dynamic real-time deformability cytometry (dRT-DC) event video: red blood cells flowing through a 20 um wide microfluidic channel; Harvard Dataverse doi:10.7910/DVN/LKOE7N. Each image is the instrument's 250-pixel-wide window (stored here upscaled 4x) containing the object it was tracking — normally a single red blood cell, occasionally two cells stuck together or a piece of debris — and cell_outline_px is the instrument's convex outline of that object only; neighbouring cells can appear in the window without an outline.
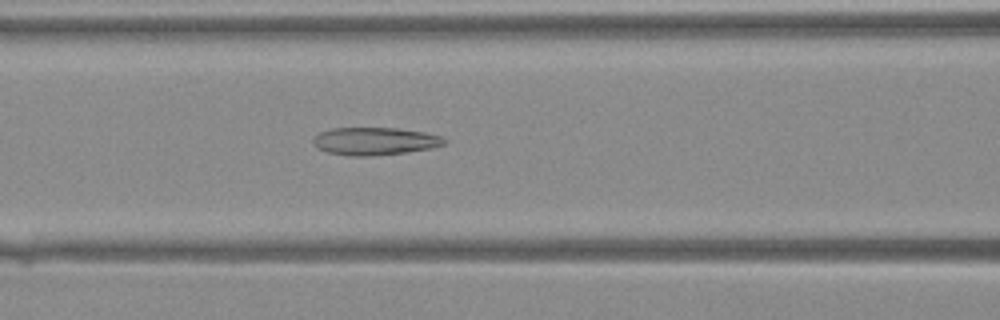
{"species": "Egyptian fruit bat (a non-hibernating species)", "species_latin": "Rousettus aegyptiacus", "temperature_condition": "warm", "stored_images_in_passage": 37, "camera_frame_rate_fps": 3000, "um_per_image_px": 0.085, "animal": {"sex": "female"}, "frame": {"image": 1, "passage_image": 13, "time_ms": 4.0, "image_size_px": [1000, 320], "cell_outline_px": [[448, 140], [444, 144], [432, 148], [404, 152], [372, 156], [348, 156], [328, 152], [316, 148], [312, 144], [312, 140], [320, 132], [332, 128], [396, 128], [424, 132], [440, 136]], "centroid_in_image_um": [31.83, 12.0], "position_along_channel_um": 134.8, "area_um2": 21.15}}
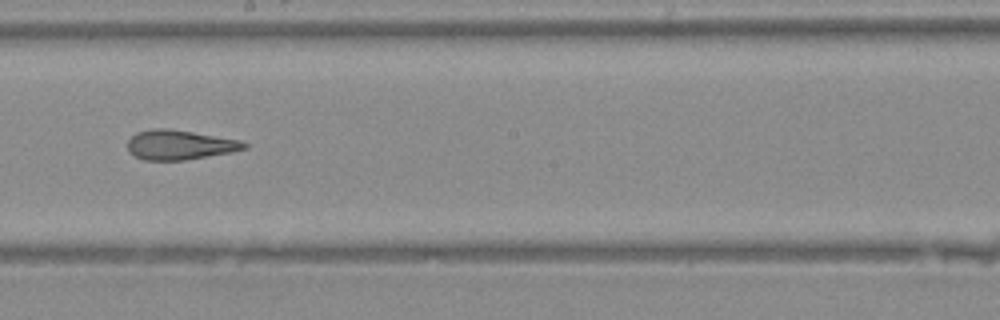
{"frame": {"image": 2, "passage_image": 19, "time_ms": 6.0, "image_size_px": [1000, 320], "cell_outline_px": [[248, 148], [232, 152], [184, 160], [144, 160], [132, 156], [128, 152], [128, 140], [136, 132], [152, 128], [168, 128], [240, 140], [248, 144]], "centroid_in_image_um": [15.24, 12.31], "position_along_channel_um": 233.0, "area_um2": 20.23}}
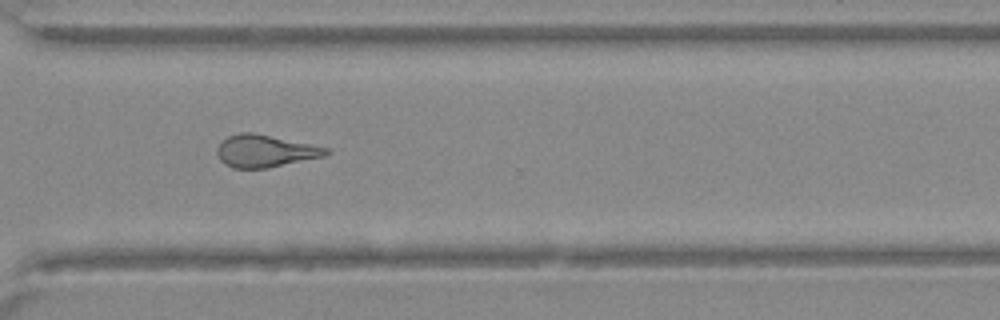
{"frame": {"image": 3, "passage_image": 26, "time_ms": 8.333, "image_size_px": [1000, 320], "cell_outline_px": [[332, 152], [324, 156], [268, 168], [232, 168], [224, 164], [220, 160], [216, 152], [216, 148], [228, 136], [240, 132], [252, 132], [328, 148]], "centroid_in_image_um": [22.51, 12.84], "position_along_channel_um": 348.1, "area_um2": 20.35}}